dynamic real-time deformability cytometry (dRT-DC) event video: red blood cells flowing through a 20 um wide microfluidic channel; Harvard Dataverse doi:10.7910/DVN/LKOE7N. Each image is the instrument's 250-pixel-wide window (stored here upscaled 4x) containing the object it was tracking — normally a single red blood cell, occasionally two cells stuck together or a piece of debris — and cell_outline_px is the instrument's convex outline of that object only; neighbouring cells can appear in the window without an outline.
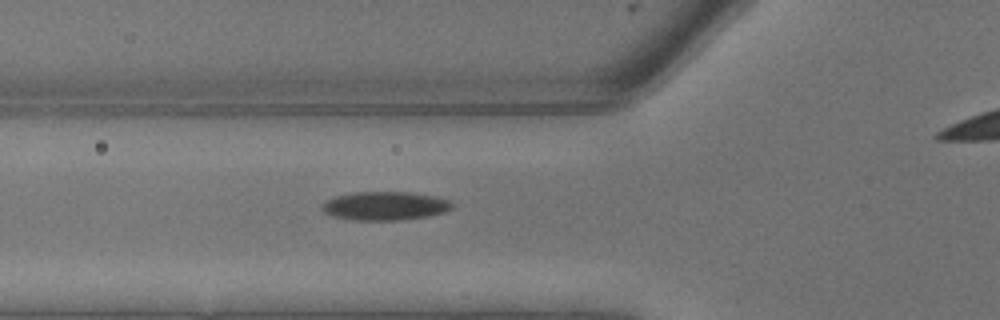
{"species": "common noctule bat (a hibernating species)", "species_latin": "Nyctalus noctula", "temperature_condition": "warm", "stored_images_in_passage": 5, "segment_of_instrument_passage": [1, 2], "camera_frame_rate_fps": 3000, "um_per_image_px": 0.085, "animal": {"sex": "male", "body_mass_g": 13.3}, "frame": {"image": 1, "passage_image": 4, "time_ms": 1.0, "image_size_px": [1000, 320], "cell_outline_px": [[456, 204], [452, 208], [444, 212], [428, 216], [400, 220], [352, 220], [332, 216], [324, 212], [320, 208], [320, 204], [336, 196], [352, 192], [408, 192], [432, 196], [452, 200]], "centroid_in_image_um": [32.73, 17.5], "position_along_channel_um": 93.1, "area_um2": 21.85}}